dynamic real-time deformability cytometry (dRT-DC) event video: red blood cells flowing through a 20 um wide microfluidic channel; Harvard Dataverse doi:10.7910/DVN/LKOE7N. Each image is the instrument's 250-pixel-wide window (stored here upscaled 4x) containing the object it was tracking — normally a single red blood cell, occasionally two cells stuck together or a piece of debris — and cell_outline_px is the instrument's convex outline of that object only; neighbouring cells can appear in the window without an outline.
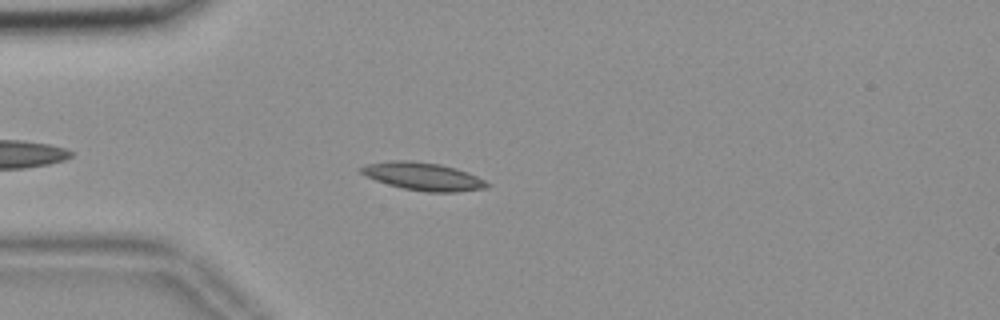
{"species": "common noctule bat (a hibernating species)", "species_latin": "Nyctalus noctula", "temperature_condition": "room temperature", "stored_images_in_passage": 44, "camera_frame_rate_fps": 3000, "um_per_image_px": 0.085, "animal": {"sex": "female", "body_mass_g": 18.4}, "frame": {"image": 1, "passage_image": 4, "time_ms": 1.0, "image_size_px": [1000, 320], "cell_outline_px": [[492, 184], [488, 188], [456, 192], [428, 192], [404, 188], [388, 184], [376, 180], [360, 172], [356, 168], [364, 164], [388, 160], [412, 160], [440, 164], [456, 168], [468, 172]], "centroid_in_image_um": [35.96, 14.98], "position_along_channel_um": 49.0, "area_um2": 20.63}}
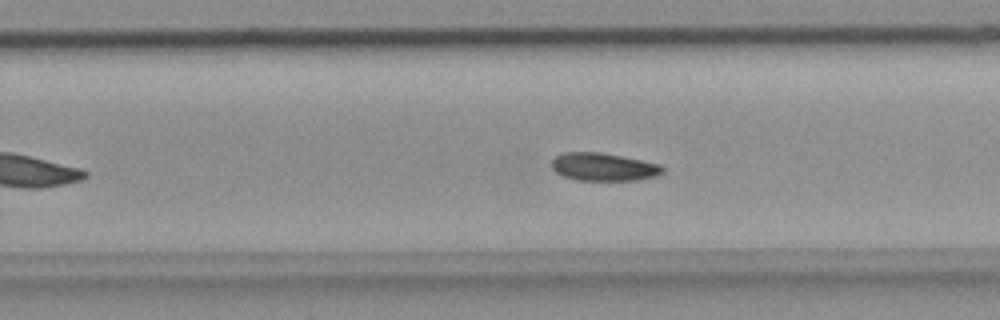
{"frame": {"image": 2, "passage_image": 24, "time_ms": 7.667, "image_size_px": [1000, 320], "cell_outline_px": [[664, 172], [656, 176], [636, 180], [576, 180], [564, 176], [556, 172], [552, 168], [552, 156], [564, 152], [600, 152], [660, 164], [664, 168]], "centroid_in_image_um": [51.27, 14.18], "position_along_channel_um": 278.5, "area_um2": 18.03}}
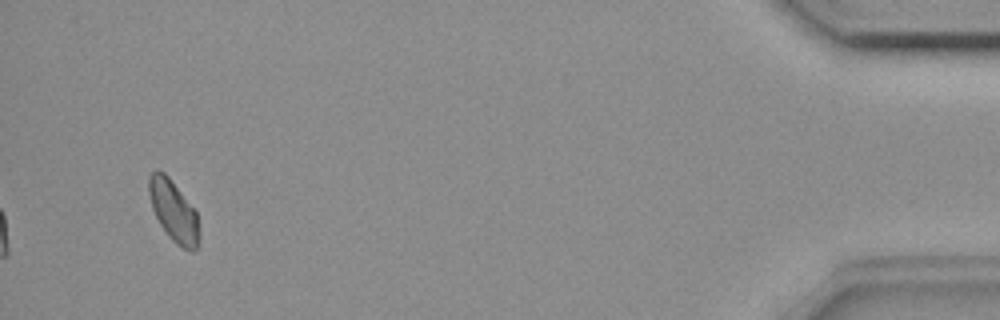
{"frame": {"image": 3, "passage_image": 42, "time_ms": 13.667, "image_size_px": [1000, 320], "cell_outline_px": [[200, 240], [196, 248], [192, 252], [176, 244], [168, 236], [160, 224], [152, 208], [148, 192], [148, 176], [156, 168], [164, 172], [168, 176], [196, 212], [200, 232]], "centroid_in_image_um": [14.74, 17.94], "position_along_channel_um": 420.5, "area_um2": 17.92}}